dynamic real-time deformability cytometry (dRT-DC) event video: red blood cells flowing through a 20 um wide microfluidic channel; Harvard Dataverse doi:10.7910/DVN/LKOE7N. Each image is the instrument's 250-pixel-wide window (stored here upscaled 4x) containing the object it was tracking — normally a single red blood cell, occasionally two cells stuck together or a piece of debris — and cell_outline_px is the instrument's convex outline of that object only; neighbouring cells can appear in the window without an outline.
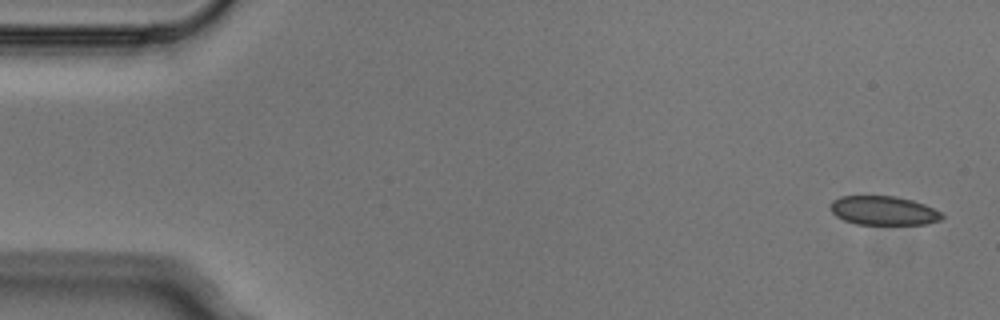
{"species": "Egyptian fruit bat (a non-hibernating species)", "species_latin": "Rousettus aegyptiacus", "temperature_condition": "cold", "stored_images_in_passage": 5, "camera_frame_rate_fps": 3000, "um_per_image_px": 0.085, "animal": {"sex": "male"}, "frame": {"image": 1, "passage_image": 1, "time_ms": 0.0, "image_size_px": [1000, 320], "cell_outline_px": [[944, 216], [940, 220], [924, 224], [856, 224], [844, 220], [836, 216], [832, 212], [832, 200], [840, 196], [896, 196], [912, 200], [924, 204], [940, 212]], "centroid_in_image_um": [75.09, 17.9], "position_along_channel_um": 9.9, "area_um2": 18.67}}
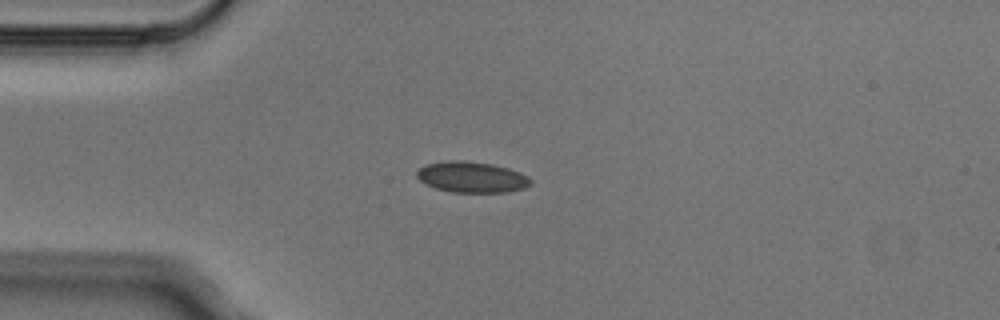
{"frame": {"image": 2, "passage_image": 4, "time_ms": 1.0, "image_size_px": [1000, 320], "cell_outline_px": [[532, 184], [524, 188], [508, 192], [452, 192], [436, 188], [420, 180], [416, 176], [416, 172], [424, 164], [444, 160], [464, 160], [492, 164], [508, 168], [520, 172], [528, 176], [532, 180]], "centroid_in_image_um": [40.11, 15.04], "position_along_channel_um": 44.9, "area_um2": 20.63}}
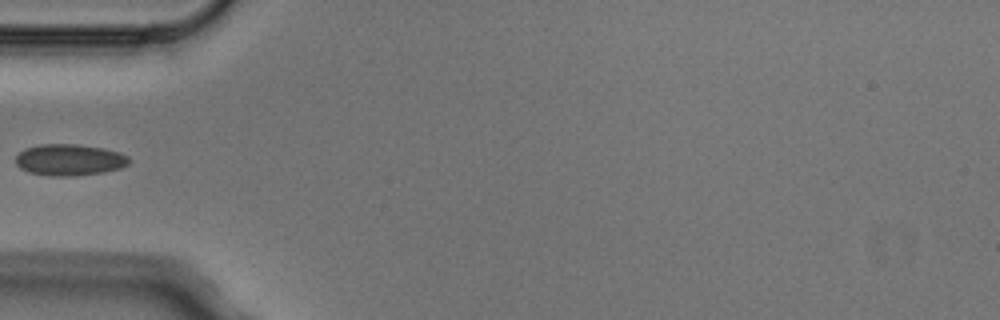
{"frame": {"image": 3, "passage_image": 5, "time_ms": 1.333, "image_size_px": [1000, 320], "cell_outline_px": [[132, 160], [128, 164], [120, 168], [104, 172], [76, 176], [52, 176], [28, 172], [20, 168], [16, 164], [16, 156], [24, 148], [40, 144], [76, 144], [104, 148], [128, 156]], "centroid_in_image_um": [5.9, 13.59], "position_along_channel_um": 79.1, "area_um2": 20.87}}